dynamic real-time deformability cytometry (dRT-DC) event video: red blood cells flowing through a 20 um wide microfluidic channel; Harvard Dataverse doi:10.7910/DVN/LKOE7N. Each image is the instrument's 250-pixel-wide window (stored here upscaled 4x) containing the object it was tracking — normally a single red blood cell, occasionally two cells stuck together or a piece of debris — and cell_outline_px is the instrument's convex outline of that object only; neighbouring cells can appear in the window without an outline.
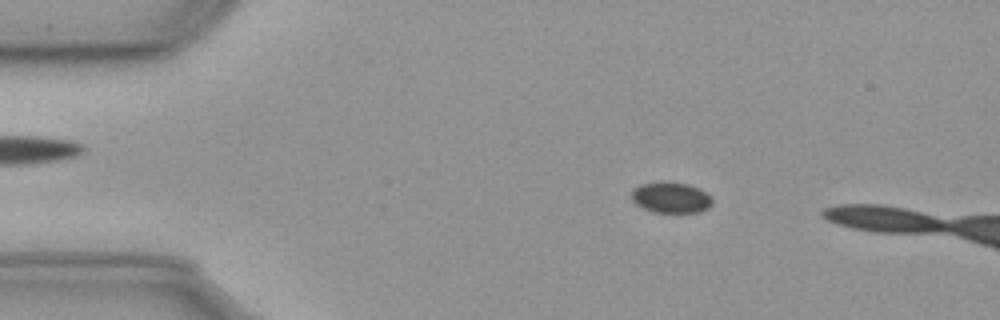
{"species": "common noctule bat (a hibernating species)", "species_latin": "Nyctalus noctula", "temperature_condition": "cold", "stored_images_in_passage": 16, "camera_frame_rate_fps": 3000, "um_per_image_px": 0.085, "animal": {"sex": "male", "body_mass_g": 23.1, "forearm_length_mm": 52.7}, "frame": {"image": 1, "passage_image": 10, "time_ms": 3.0, "image_size_px": [1000, 320], "cell_outline_px": [[712, 204], [708, 208], [700, 212], [652, 212], [636, 204], [632, 200], [632, 188], [640, 184], [660, 180], [664, 180], [688, 184], [700, 188], [712, 196]], "centroid_in_image_um": [57.03, 16.76], "position_along_channel_um": 28.0, "area_um2": 14.91}}